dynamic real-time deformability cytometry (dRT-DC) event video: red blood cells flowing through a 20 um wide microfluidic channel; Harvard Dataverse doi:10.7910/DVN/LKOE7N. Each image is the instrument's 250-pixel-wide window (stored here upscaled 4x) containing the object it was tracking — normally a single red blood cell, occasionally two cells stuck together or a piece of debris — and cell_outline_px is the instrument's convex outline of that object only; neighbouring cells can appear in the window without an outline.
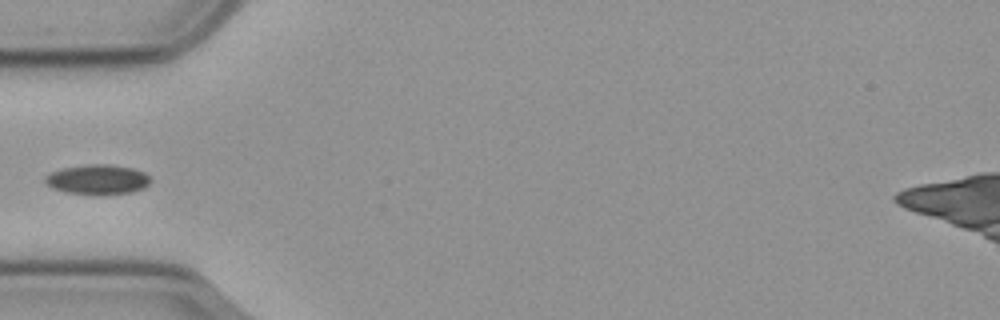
{"species": "common noctule bat (a hibernating species)", "species_latin": "Nyctalus noctula", "temperature_condition": "cold", "stored_images_in_passage": 10, "camera_frame_rate_fps": 3000, "um_per_image_px": 0.085, "animal": {"sex": "male", "body_mass_g": 23.1, "forearm_length_mm": 52.7}, "frame": {"image": 1, "passage_image": 1, "time_ms": 0.0, "image_size_px": [1000, 320], "cell_outline_px": [[152, 180], [144, 188], [132, 192], [96, 196], [64, 192], [52, 188], [44, 184], [44, 176], [60, 168], [88, 164], [108, 164], [132, 168], [144, 172]], "centroid_in_image_um": [8.26, 15.27], "position_along_channel_um": 76.7, "area_um2": 18.79}}
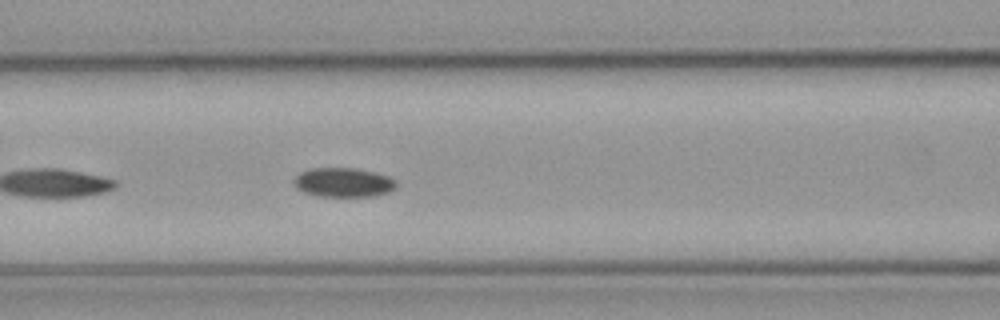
{"frame": {"image": 2, "passage_image": 6, "time_ms": 1.667, "image_size_px": [1000, 320], "cell_outline_px": [[396, 188], [388, 192], [372, 196], [320, 196], [304, 192], [296, 188], [292, 180], [300, 172], [308, 168], [356, 168], [388, 176], [396, 180]], "centroid_in_image_um": [29.16, 15.5], "position_along_channel_um": 137.4, "area_um2": 17.46}}